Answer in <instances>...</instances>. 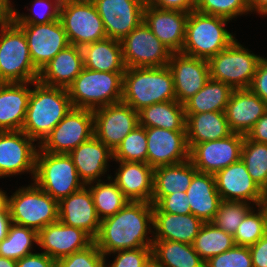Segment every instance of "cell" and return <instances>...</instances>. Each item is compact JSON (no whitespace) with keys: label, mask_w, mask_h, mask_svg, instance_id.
Masks as SVG:
<instances>
[{"label":"cell","mask_w":267,"mask_h":267,"mask_svg":"<svg viewBox=\"0 0 267 267\" xmlns=\"http://www.w3.org/2000/svg\"><path fill=\"white\" fill-rule=\"evenodd\" d=\"M146 2L159 9L184 11L187 13L196 10L197 7V0H146Z\"/></svg>","instance_id":"51"},{"label":"cell","mask_w":267,"mask_h":267,"mask_svg":"<svg viewBox=\"0 0 267 267\" xmlns=\"http://www.w3.org/2000/svg\"><path fill=\"white\" fill-rule=\"evenodd\" d=\"M93 135V111L72 107L37 148L54 154H69Z\"/></svg>","instance_id":"10"},{"label":"cell","mask_w":267,"mask_h":267,"mask_svg":"<svg viewBox=\"0 0 267 267\" xmlns=\"http://www.w3.org/2000/svg\"><path fill=\"white\" fill-rule=\"evenodd\" d=\"M139 125L138 111L119 102L93 111L94 136L113 152L126 135Z\"/></svg>","instance_id":"13"},{"label":"cell","mask_w":267,"mask_h":267,"mask_svg":"<svg viewBox=\"0 0 267 267\" xmlns=\"http://www.w3.org/2000/svg\"><path fill=\"white\" fill-rule=\"evenodd\" d=\"M28 108L22 131L40 144L71 110L66 88L48 86L39 80L32 82Z\"/></svg>","instance_id":"2"},{"label":"cell","mask_w":267,"mask_h":267,"mask_svg":"<svg viewBox=\"0 0 267 267\" xmlns=\"http://www.w3.org/2000/svg\"><path fill=\"white\" fill-rule=\"evenodd\" d=\"M83 68L82 49L70 44L40 71L38 80L48 86L67 89Z\"/></svg>","instance_id":"29"},{"label":"cell","mask_w":267,"mask_h":267,"mask_svg":"<svg viewBox=\"0 0 267 267\" xmlns=\"http://www.w3.org/2000/svg\"><path fill=\"white\" fill-rule=\"evenodd\" d=\"M147 163L146 128L138 125L124 137L113 152V161Z\"/></svg>","instance_id":"41"},{"label":"cell","mask_w":267,"mask_h":267,"mask_svg":"<svg viewBox=\"0 0 267 267\" xmlns=\"http://www.w3.org/2000/svg\"><path fill=\"white\" fill-rule=\"evenodd\" d=\"M205 267H253L249 247L237 246L215 255L205 262Z\"/></svg>","instance_id":"47"},{"label":"cell","mask_w":267,"mask_h":267,"mask_svg":"<svg viewBox=\"0 0 267 267\" xmlns=\"http://www.w3.org/2000/svg\"><path fill=\"white\" fill-rule=\"evenodd\" d=\"M69 156L83 183L101 181V176L108 170L109 159H113V151L94 135L73 149ZM108 164V165H107Z\"/></svg>","instance_id":"25"},{"label":"cell","mask_w":267,"mask_h":267,"mask_svg":"<svg viewBox=\"0 0 267 267\" xmlns=\"http://www.w3.org/2000/svg\"><path fill=\"white\" fill-rule=\"evenodd\" d=\"M147 163L153 168L184 162L190 158L186 130L146 128Z\"/></svg>","instance_id":"18"},{"label":"cell","mask_w":267,"mask_h":267,"mask_svg":"<svg viewBox=\"0 0 267 267\" xmlns=\"http://www.w3.org/2000/svg\"><path fill=\"white\" fill-rule=\"evenodd\" d=\"M146 0H97L107 37L121 41L144 21Z\"/></svg>","instance_id":"17"},{"label":"cell","mask_w":267,"mask_h":267,"mask_svg":"<svg viewBox=\"0 0 267 267\" xmlns=\"http://www.w3.org/2000/svg\"><path fill=\"white\" fill-rule=\"evenodd\" d=\"M256 207H258L257 209L261 211L267 226V189L262 190V194L257 202Z\"/></svg>","instance_id":"58"},{"label":"cell","mask_w":267,"mask_h":267,"mask_svg":"<svg viewBox=\"0 0 267 267\" xmlns=\"http://www.w3.org/2000/svg\"><path fill=\"white\" fill-rule=\"evenodd\" d=\"M16 25L24 32L31 60L39 71L70 45L60 19L46 24Z\"/></svg>","instance_id":"15"},{"label":"cell","mask_w":267,"mask_h":267,"mask_svg":"<svg viewBox=\"0 0 267 267\" xmlns=\"http://www.w3.org/2000/svg\"><path fill=\"white\" fill-rule=\"evenodd\" d=\"M244 137L232 133L223 139L195 144L189 159L199 172L215 174L241 159Z\"/></svg>","instance_id":"16"},{"label":"cell","mask_w":267,"mask_h":267,"mask_svg":"<svg viewBox=\"0 0 267 267\" xmlns=\"http://www.w3.org/2000/svg\"><path fill=\"white\" fill-rule=\"evenodd\" d=\"M106 265V257L95 242L56 261V267H106Z\"/></svg>","instance_id":"46"},{"label":"cell","mask_w":267,"mask_h":267,"mask_svg":"<svg viewBox=\"0 0 267 267\" xmlns=\"http://www.w3.org/2000/svg\"><path fill=\"white\" fill-rule=\"evenodd\" d=\"M214 177L222 201L253 202V206L257 205L262 189L251 178L241 159L216 172Z\"/></svg>","instance_id":"22"},{"label":"cell","mask_w":267,"mask_h":267,"mask_svg":"<svg viewBox=\"0 0 267 267\" xmlns=\"http://www.w3.org/2000/svg\"><path fill=\"white\" fill-rule=\"evenodd\" d=\"M251 209L253 208L250 204L244 201H221L211 222L234 236L238 226Z\"/></svg>","instance_id":"42"},{"label":"cell","mask_w":267,"mask_h":267,"mask_svg":"<svg viewBox=\"0 0 267 267\" xmlns=\"http://www.w3.org/2000/svg\"><path fill=\"white\" fill-rule=\"evenodd\" d=\"M249 89L267 103V59L261 57Z\"/></svg>","instance_id":"50"},{"label":"cell","mask_w":267,"mask_h":267,"mask_svg":"<svg viewBox=\"0 0 267 267\" xmlns=\"http://www.w3.org/2000/svg\"><path fill=\"white\" fill-rule=\"evenodd\" d=\"M12 223L39 232L59 220L58 201L35 183L21 187L9 197Z\"/></svg>","instance_id":"8"},{"label":"cell","mask_w":267,"mask_h":267,"mask_svg":"<svg viewBox=\"0 0 267 267\" xmlns=\"http://www.w3.org/2000/svg\"><path fill=\"white\" fill-rule=\"evenodd\" d=\"M241 160L245 163L251 178L263 190L267 188V144L250 140L246 135L241 150Z\"/></svg>","instance_id":"40"},{"label":"cell","mask_w":267,"mask_h":267,"mask_svg":"<svg viewBox=\"0 0 267 267\" xmlns=\"http://www.w3.org/2000/svg\"><path fill=\"white\" fill-rule=\"evenodd\" d=\"M84 67L95 71L125 72L121 42L109 37L83 46Z\"/></svg>","instance_id":"33"},{"label":"cell","mask_w":267,"mask_h":267,"mask_svg":"<svg viewBox=\"0 0 267 267\" xmlns=\"http://www.w3.org/2000/svg\"><path fill=\"white\" fill-rule=\"evenodd\" d=\"M59 19L71 45L82 48L107 38L103 21L94 4L63 2L60 6Z\"/></svg>","instance_id":"11"},{"label":"cell","mask_w":267,"mask_h":267,"mask_svg":"<svg viewBox=\"0 0 267 267\" xmlns=\"http://www.w3.org/2000/svg\"><path fill=\"white\" fill-rule=\"evenodd\" d=\"M119 162L113 181L129 201L151 203L154 169L144 162Z\"/></svg>","instance_id":"26"},{"label":"cell","mask_w":267,"mask_h":267,"mask_svg":"<svg viewBox=\"0 0 267 267\" xmlns=\"http://www.w3.org/2000/svg\"><path fill=\"white\" fill-rule=\"evenodd\" d=\"M33 243L38 245V232L12 223L7 237L0 242V256L18 261L33 253Z\"/></svg>","instance_id":"39"},{"label":"cell","mask_w":267,"mask_h":267,"mask_svg":"<svg viewBox=\"0 0 267 267\" xmlns=\"http://www.w3.org/2000/svg\"><path fill=\"white\" fill-rule=\"evenodd\" d=\"M59 221L63 224L84 230L93 239L99 233V219L90 189L85 185L82 189L71 193L58 202Z\"/></svg>","instance_id":"23"},{"label":"cell","mask_w":267,"mask_h":267,"mask_svg":"<svg viewBox=\"0 0 267 267\" xmlns=\"http://www.w3.org/2000/svg\"><path fill=\"white\" fill-rule=\"evenodd\" d=\"M197 172L190 159L155 168L151 203L155 205L162 197L175 192H186Z\"/></svg>","instance_id":"32"},{"label":"cell","mask_w":267,"mask_h":267,"mask_svg":"<svg viewBox=\"0 0 267 267\" xmlns=\"http://www.w3.org/2000/svg\"><path fill=\"white\" fill-rule=\"evenodd\" d=\"M229 19L196 10L189 13L181 53L209 60L227 48L236 38L225 29Z\"/></svg>","instance_id":"5"},{"label":"cell","mask_w":267,"mask_h":267,"mask_svg":"<svg viewBox=\"0 0 267 267\" xmlns=\"http://www.w3.org/2000/svg\"><path fill=\"white\" fill-rule=\"evenodd\" d=\"M35 140L22 130L0 132V178L30 172L35 174Z\"/></svg>","instance_id":"14"},{"label":"cell","mask_w":267,"mask_h":267,"mask_svg":"<svg viewBox=\"0 0 267 267\" xmlns=\"http://www.w3.org/2000/svg\"><path fill=\"white\" fill-rule=\"evenodd\" d=\"M94 239L84 230L56 221L38 232V246L55 261L87 248Z\"/></svg>","instance_id":"20"},{"label":"cell","mask_w":267,"mask_h":267,"mask_svg":"<svg viewBox=\"0 0 267 267\" xmlns=\"http://www.w3.org/2000/svg\"><path fill=\"white\" fill-rule=\"evenodd\" d=\"M232 91L229 85L210 78L184 103L185 113L225 112Z\"/></svg>","instance_id":"36"},{"label":"cell","mask_w":267,"mask_h":267,"mask_svg":"<svg viewBox=\"0 0 267 267\" xmlns=\"http://www.w3.org/2000/svg\"><path fill=\"white\" fill-rule=\"evenodd\" d=\"M203 223L193 214H170L162 212L156 205H153L154 240L193 244Z\"/></svg>","instance_id":"27"},{"label":"cell","mask_w":267,"mask_h":267,"mask_svg":"<svg viewBox=\"0 0 267 267\" xmlns=\"http://www.w3.org/2000/svg\"><path fill=\"white\" fill-rule=\"evenodd\" d=\"M97 0H75L77 3H88V4H94Z\"/></svg>","instance_id":"62"},{"label":"cell","mask_w":267,"mask_h":267,"mask_svg":"<svg viewBox=\"0 0 267 267\" xmlns=\"http://www.w3.org/2000/svg\"><path fill=\"white\" fill-rule=\"evenodd\" d=\"M112 179L113 177L108 175L109 183L101 180L86 184L92 194L96 213L100 220L115 215L129 202Z\"/></svg>","instance_id":"37"},{"label":"cell","mask_w":267,"mask_h":267,"mask_svg":"<svg viewBox=\"0 0 267 267\" xmlns=\"http://www.w3.org/2000/svg\"><path fill=\"white\" fill-rule=\"evenodd\" d=\"M29 84L32 82L0 83V132L22 130L31 94Z\"/></svg>","instance_id":"28"},{"label":"cell","mask_w":267,"mask_h":267,"mask_svg":"<svg viewBox=\"0 0 267 267\" xmlns=\"http://www.w3.org/2000/svg\"><path fill=\"white\" fill-rule=\"evenodd\" d=\"M32 180L58 202L85 186L69 154L49 153L40 148Z\"/></svg>","instance_id":"7"},{"label":"cell","mask_w":267,"mask_h":267,"mask_svg":"<svg viewBox=\"0 0 267 267\" xmlns=\"http://www.w3.org/2000/svg\"><path fill=\"white\" fill-rule=\"evenodd\" d=\"M17 267H56V261L45 253H31L17 261Z\"/></svg>","instance_id":"52"},{"label":"cell","mask_w":267,"mask_h":267,"mask_svg":"<svg viewBox=\"0 0 267 267\" xmlns=\"http://www.w3.org/2000/svg\"><path fill=\"white\" fill-rule=\"evenodd\" d=\"M33 9L40 6V12L27 9L32 12L33 15H21L20 12L15 9L14 23L15 24H46L54 20L59 19L61 3L58 0H34L32 2ZM44 9L46 10L44 11Z\"/></svg>","instance_id":"45"},{"label":"cell","mask_w":267,"mask_h":267,"mask_svg":"<svg viewBox=\"0 0 267 267\" xmlns=\"http://www.w3.org/2000/svg\"><path fill=\"white\" fill-rule=\"evenodd\" d=\"M152 229L153 204L129 201L115 215L101 220L94 242L105 257L119 250L152 247L154 239L147 237Z\"/></svg>","instance_id":"1"},{"label":"cell","mask_w":267,"mask_h":267,"mask_svg":"<svg viewBox=\"0 0 267 267\" xmlns=\"http://www.w3.org/2000/svg\"><path fill=\"white\" fill-rule=\"evenodd\" d=\"M189 13L176 10H165L146 3L144 23L151 32L172 52H181Z\"/></svg>","instance_id":"21"},{"label":"cell","mask_w":267,"mask_h":267,"mask_svg":"<svg viewBox=\"0 0 267 267\" xmlns=\"http://www.w3.org/2000/svg\"><path fill=\"white\" fill-rule=\"evenodd\" d=\"M162 212L170 214H191L190 203L186 192H175L162 197L155 204Z\"/></svg>","instance_id":"49"},{"label":"cell","mask_w":267,"mask_h":267,"mask_svg":"<svg viewBox=\"0 0 267 267\" xmlns=\"http://www.w3.org/2000/svg\"><path fill=\"white\" fill-rule=\"evenodd\" d=\"M124 72H104L83 68L67 87L72 107L89 109L122 102Z\"/></svg>","instance_id":"4"},{"label":"cell","mask_w":267,"mask_h":267,"mask_svg":"<svg viewBox=\"0 0 267 267\" xmlns=\"http://www.w3.org/2000/svg\"><path fill=\"white\" fill-rule=\"evenodd\" d=\"M191 214L203 222H211L222 201L217 191L214 174L197 172L187 188Z\"/></svg>","instance_id":"30"},{"label":"cell","mask_w":267,"mask_h":267,"mask_svg":"<svg viewBox=\"0 0 267 267\" xmlns=\"http://www.w3.org/2000/svg\"><path fill=\"white\" fill-rule=\"evenodd\" d=\"M0 267H17V261L0 256Z\"/></svg>","instance_id":"60"},{"label":"cell","mask_w":267,"mask_h":267,"mask_svg":"<svg viewBox=\"0 0 267 267\" xmlns=\"http://www.w3.org/2000/svg\"><path fill=\"white\" fill-rule=\"evenodd\" d=\"M39 74L24 32L14 22L0 26V83H31Z\"/></svg>","instance_id":"6"},{"label":"cell","mask_w":267,"mask_h":267,"mask_svg":"<svg viewBox=\"0 0 267 267\" xmlns=\"http://www.w3.org/2000/svg\"><path fill=\"white\" fill-rule=\"evenodd\" d=\"M248 4L251 12L267 15V0H248Z\"/></svg>","instance_id":"57"},{"label":"cell","mask_w":267,"mask_h":267,"mask_svg":"<svg viewBox=\"0 0 267 267\" xmlns=\"http://www.w3.org/2000/svg\"><path fill=\"white\" fill-rule=\"evenodd\" d=\"M12 224L10 213H0V242L7 237Z\"/></svg>","instance_id":"56"},{"label":"cell","mask_w":267,"mask_h":267,"mask_svg":"<svg viewBox=\"0 0 267 267\" xmlns=\"http://www.w3.org/2000/svg\"><path fill=\"white\" fill-rule=\"evenodd\" d=\"M60 3H63V2H67V1H74L75 2V0H58Z\"/></svg>","instance_id":"63"},{"label":"cell","mask_w":267,"mask_h":267,"mask_svg":"<svg viewBox=\"0 0 267 267\" xmlns=\"http://www.w3.org/2000/svg\"><path fill=\"white\" fill-rule=\"evenodd\" d=\"M186 114V135L189 149L195 144L228 137L231 131L225 112Z\"/></svg>","instance_id":"31"},{"label":"cell","mask_w":267,"mask_h":267,"mask_svg":"<svg viewBox=\"0 0 267 267\" xmlns=\"http://www.w3.org/2000/svg\"><path fill=\"white\" fill-rule=\"evenodd\" d=\"M196 11L229 20L251 12L248 0H197Z\"/></svg>","instance_id":"44"},{"label":"cell","mask_w":267,"mask_h":267,"mask_svg":"<svg viewBox=\"0 0 267 267\" xmlns=\"http://www.w3.org/2000/svg\"><path fill=\"white\" fill-rule=\"evenodd\" d=\"M260 59L261 56L249 52L235 39L208 60L210 78L221 81L232 89H248Z\"/></svg>","instance_id":"9"},{"label":"cell","mask_w":267,"mask_h":267,"mask_svg":"<svg viewBox=\"0 0 267 267\" xmlns=\"http://www.w3.org/2000/svg\"><path fill=\"white\" fill-rule=\"evenodd\" d=\"M250 140L267 144V111L246 135Z\"/></svg>","instance_id":"54"},{"label":"cell","mask_w":267,"mask_h":267,"mask_svg":"<svg viewBox=\"0 0 267 267\" xmlns=\"http://www.w3.org/2000/svg\"><path fill=\"white\" fill-rule=\"evenodd\" d=\"M152 259L160 267H205L192 244L177 241L154 240Z\"/></svg>","instance_id":"35"},{"label":"cell","mask_w":267,"mask_h":267,"mask_svg":"<svg viewBox=\"0 0 267 267\" xmlns=\"http://www.w3.org/2000/svg\"><path fill=\"white\" fill-rule=\"evenodd\" d=\"M176 100L173 76L168 66L126 68L122 102L135 111L155 103Z\"/></svg>","instance_id":"3"},{"label":"cell","mask_w":267,"mask_h":267,"mask_svg":"<svg viewBox=\"0 0 267 267\" xmlns=\"http://www.w3.org/2000/svg\"><path fill=\"white\" fill-rule=\"evenodd\" d=\"M120 42L126 68L163 67L169 63L172 55L144 22Z\"/></svg>","instance_id":"12"},{"label":"cell","mask_w":267,"mask_h":267,"mask_svg":"<svg viewBox=\"0 0 267 267\" xmlns=\"http://www.w3.org/2000/svg\"><path fill=\"white\" fill-rule=\"evenodd\" d=\"M192 245L206 262L213 256L228 251L236 244L233 235L226 233L212 222H204Z\"/></svg>","instance_id":"38"},{"label":"cell","mask_w":267,"mask_h":267,"mask_svg":"<svg viewBox=\"0 0 267 267\" xmlns=\"http://www.w3.org/2000/svg\"><path fill=\"white\" fill-rule=\"evenodd\" d=\"M6 191L0 189V213H10L9 211V196H7Z\"/></svg>","instance_id":"59"},{"label":"cell","mask_w":267,"mask_h":267,"mask_svg":"<svg viewBox=\"0 0 267 267\" xmlns=\"http://www.w3.org/2000/svg\"><path fill=\"white\" fill-rule=\"evenodd\" d=\"M113 254H117L114 261L106 267H144L152 259V247L119 250Z\"/></svg>","instance_id":"48"},{"label":"cell","mask_w":267,"mask_h":267,"mask_svg":"<svg viewBox=\"0 0 267 267\" xmlns=\"http://www.w3.org/2000/svg\"><path fill=\"white\" fill-rule=\"evenodd\" d=\"M167 66L173 76L176 100L181 104L200 91L210 79L209 63L206 59L177 52L172 53Z\"/></svg>","instance_id":"19"},{"label":"cell","mask_w":267,"mask_h":267,"mask_svg":"<svg viewBox=\"0 0 267 267\" xmlns=\"http://www.w3.org/2000/svg\"><path fill=\"white\" fill-rule=\"evenodd\" d=\"M253 267H267V233L249 246Z\"/></svg>","instance_id":"53"},{"label":"cell","mask_w":267,"mask_h":267,"mask_svg":"<svg viewBox=\"0 0 267 267\" xmlns=\"http://www.w3.org/2000/svg\"><path fill=\"white\" fill-rule=\"evenodd\" d=\"M144 267H160L153 259H151Z\"/></svg>","instance_id":"61"},{"label":"cell","mask_w":267,"mask_h":267,"mask_svg":"<svg viewBox=\"0 0 267 267\" xmlns=\"http://www.w3.org/2000/svg\"><path fill=\"white\" fill-rule=\"evenodd\" d=\"M251 209L244 217L234 234V241L237 246H251L267 233V226L261 211Z\"/></svg>","instance_id":"43"},{"label":"cell","mask_w":267,"mask_h":267,"mask_svg":"<svg viewBox=\"0 0 267 267\" xmlns=\"http://www.w3.org/2000/svg\"><path fill=\"white\" fill-rule=\"evenodd\" d=\"M15 8L10 0H0V26L14 22Z\"/></svg>","instance_id":"55"},{"label":"cell","mask_w":267,"mask_h":267,"mask_svg":"<svg viewBox=\"0 0 267 267\" xmlns=\"http://www.w3.org/2000/svg\"><path fill=\"white\" fill-rule=\"evenodd\" d=\"M139 125L145 128L186 130L184 104L177 100L155 103L138 111Z\"/></svg>","instance_id":"34"},{"label":"cell","mask_w":267,"mask_h":267,"mask_svg":"<svg viewBox=\"0 0 267 267\" xmlns=\"http://www.w3.org/2000/svg\"><path fill=\"white\" fill-rule=\"evenodd\" d=\"M267 111V103L248 89H233L225 110L233 133L247 135Z\"/></svg>","instance_id":"24"}]
</instances>
